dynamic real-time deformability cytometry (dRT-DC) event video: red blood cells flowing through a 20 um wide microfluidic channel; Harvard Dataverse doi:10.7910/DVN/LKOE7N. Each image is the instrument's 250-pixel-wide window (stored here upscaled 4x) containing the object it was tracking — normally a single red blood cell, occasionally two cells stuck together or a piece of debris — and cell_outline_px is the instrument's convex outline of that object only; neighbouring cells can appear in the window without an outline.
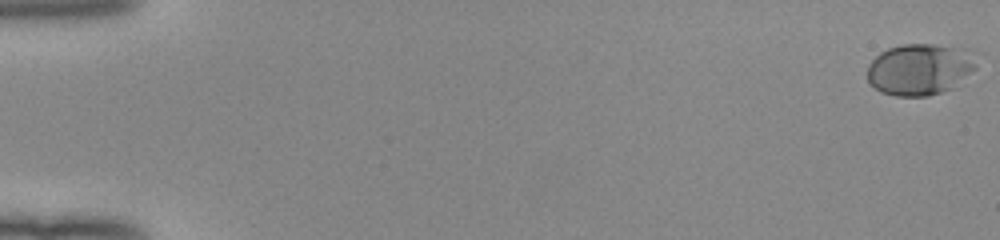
{"species": "human", "species_latin": "Homo sapiens", "temperature_condition": "room temperature", "stored_images_in_passage": 53, "camera_frame_rate_fps": 3000, "um_per_image_px": 0.085, "donor": {"sex": "female"}, "frame": {"image": 1, "passage_image": 1, "time_ms": 0.0, "image_size_px": [1000, 240], "cell_outline_px": [[976, 68], [952, 88], [928, 96], [896, 96], [880, 92], [868, 80], [868, 64], [880, 52], [888, 48], [904, 44], [932, 44], [964, 48]], "centroid_in_image_um": [78.11, 5.9], "position_along_channel_um": 6.9, "area_um2": 32.19}}
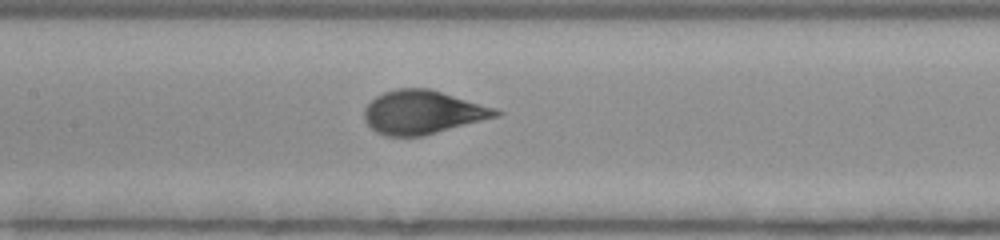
{"frame": {"image": 2, "passage_image": 27, "time_ms": 8.667, "image_size_px": [1000, 240], "cell_outline_px": [[504, 112], [500, 116], [424, 136], [384, 136], [376, 132], [364, 120], [364, 108], [376, 96], [384, 92], [396, 88], [428, 88], [496, 108]], "centroid_in_image_um": [35.94, 9.55], "position_along_channel_um": 171.5, "area_um2": 33.52}}
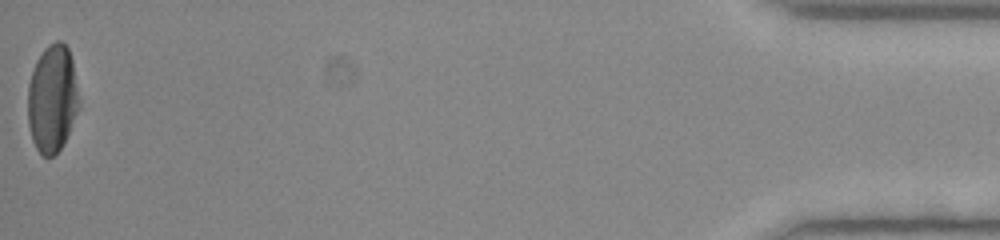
{"frame": {"image": 3, "passage_image": 53, "time_ms": 17.333, "image_size_px": [1000, 240], "cell_outline_px": [[80, 108], [60, 148], [52, 156], [44, 156], [36, 148], [32, 140], [28, 124], [28, 84], [36, 60], [44, 48], [48, 44], [56, 40], [60, 40], [68, 48], [72, 60], [80, 100]], "centroid_in_image_um": [4.45, 8.35], "position_along_channel_um": 430.8, "area_um2": 32.14}, "authors_computed_cell_mechanics": {"area_um2": 32.1368, "velocity_mm_per_s": 4.0168, "shape_relaxation_time_tau1_ms": 3.5429, "shape_relaxation_time_tau2_ms": null, "deformation_change_tau1": 0.1842, "deformation_change_tau2": null}}